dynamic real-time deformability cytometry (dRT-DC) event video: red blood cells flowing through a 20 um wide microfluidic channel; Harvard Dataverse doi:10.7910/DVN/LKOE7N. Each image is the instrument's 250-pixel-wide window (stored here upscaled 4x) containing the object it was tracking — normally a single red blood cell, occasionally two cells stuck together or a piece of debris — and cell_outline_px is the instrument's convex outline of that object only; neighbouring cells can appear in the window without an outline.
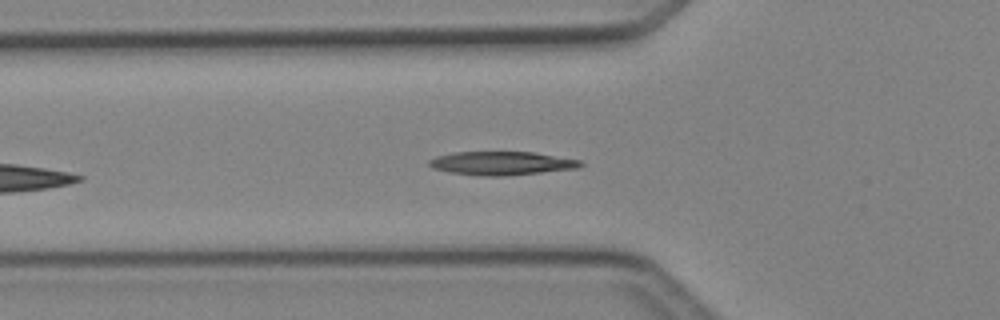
{"species": "Egyptian fruit bat (a non-hibernating species)", "species_latin": "Rousettus aegyptiacus", "temperature_condition": "cold", "stored_images_in_passage": 35, "camera_frame_rate_fps": 3000, "um_per_image_px": 0.085, "animal": {"sex": "female"}, "frame": {"image": 1, "passage_image": 6, "time_ms": 1.667, "image_size_px": [1000, 320], "cell_outline_px": [[584, 164], [576, 168], [504, 176], [484, 176], [448, 172], [432, 168], [428, 164], [428, 160], [436, 156], [452, 152], [532, 152], [580, 160]], "centroid_in_image_um": [42.57, 13.87], "position_along_channel_um": 83.2, "area_um2": 20.63}}
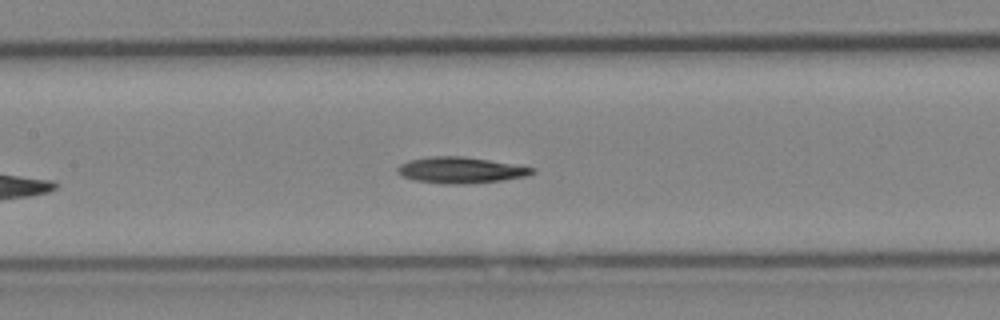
{"frame": {"image": 2, "passage_image": 12, "time_ms": 3.667, "image_size_px": [1000, 320], "cell_outline_px": [[536, 172], [524, 176], [500, 180], [460, 184], [444, 184], [412, 180], [396, 172], [396, 168], [400, 164], [408, 160], [428, 156], [464, 156], [536, 168]], "centroid_in_image_um": [39.09, 14.45], "position_along_channel_um": 168.3, "area_um2": 20.4}}
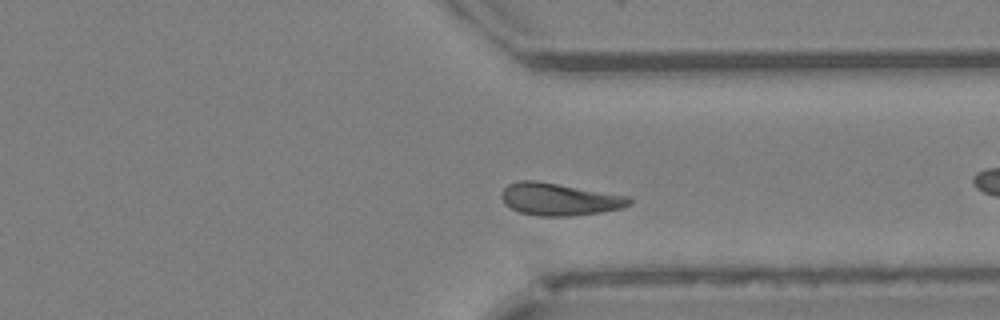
{"frame": {"image": 3, "passage_image": 23, "time_ms": 7.333, "image_size_px": [1000, 320], "cell_outline_px": [[632, 204], [624, 208], [600, 212], [572, 216], [536, 216], [520, 212], [504, 204], [500, 196], [504, 188], [508, 184], [520, 180], [536, 180], [628, 196], [632, 200]], "centroid_in_image_um": [47.54, 16.94], "position_along_channel_um": 363.9, "area_um2": 24.16}, "authors_computed_cell_mechanics": {"area_um2": 22.542, "velocity_mm_per_s": 4.2444, "shape_relaxation_time_tau1_ms": 7.2036, "shape_relaxation_time_tau2_ms": 4.842, "deformation_change_tau1": 0.23, "deformation_change_tau2": 0.1066}}